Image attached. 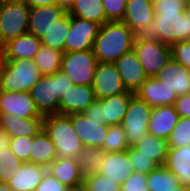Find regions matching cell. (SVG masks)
Listing matches in <instances>:
<instances>
[{
	"mask_svg": "<svg viewBox=\"0 0 190 191\" xmlns=\"http://www.w3.org/2000/svg\"><path fill=\"white\" fill-rule=\"evenodd\" d=\"M186 40H190V21L184 12L155 15L148 25L134 31V41H160L171 46Z\"/></svg>",
	"mask_w": 190,
	"mask_h": 191,
	"instance_id": "1",
	"label": "cell"
},
{
	"mask_svg": "<svg viewBox=\"0 0 190 191\" xmlns=\"http://www.w3.org/2000/svg\"><path fill=\"white\" fill-rule=\"evenodd\" d=\"M134 47V32L122 21L106 22L93 45L98 62L114 63Z\"/></svg>",
	"mask_w": 190,
	"mask_h": 191,
	"instance_id": "2",
	"label": "cell"
},
{
	"mask_svg": "<svg viewBox=\"0 0 190 191\" xmlns=\"http://www.w3.org/2000/svg\"><path fill=\"white\" fill-rule=\"evenodd\" d=\"M73 85L62 70L53 75H43L29 91L39 114L43 117L59 114L60 97Z\"/></svg>",
	"mask_w": 190,
	"mask_h": 191,
	"instance_id": "3",
	"label": "cell"
},
{
	"mask_svg": "<svg viewBox=\"0 0 190 191\" xmlns=\"http://www.w3.org/2000/svg\"><path fill=\"white\" fill-rule=\"evenodd\" d=\"M43 129L52 140L58 158H77L84 148L69 115L54 114L44 117Z\"/></svg>",
	"mask_w": 190,
	"mask_h": 191,
	"instance_id": "4",
	"label": "cell"
},
{
	"mask_svg": "<svg viewBox=\"0 0 190 191\" xmlns=\"http://www.w3.org/2000/svg\"><path fill=\"white\" fill-rule=\"evenodd\" d=\"M42 76V72L33 59L2 60L0 90L27 92L34 87Z\"/></svg>",
	"mask_w": 190,
	"mask_h": 191,
	"instance_id": "5",
	"label": "cell"
},
{
	"mask_svg": "<svg viewBox=\"0 0 190 191\" xmlns=\"http://www.w3.org/2000/svg\"><path fill=\"white\" fill-rule=\"evenodd\" d=\"M30 7L26 3L0 1V48L28 33Z\"/></svg>",
	"mask_w": 190,
	"mask_h": 191,
	"instance_id": "6",
	"label": "cell"
},
{
	"mask_svg": "<svg viewBox=\"0 0 190 191\" xmlns=\"http://www.w3.org/2000/svg\"><path fill=\"white\" fill-rule=\"evenodd\" d=\"M97 64L93 49L64 52L61 70L74 85H92Z\"/></svg>",
	"mask_w": 190,
	"mask_h": 191,
	"instance_id": "7",
	"label": "cell"
},
{
	"mask_svg": "<svg viewBox=\"0 0 190 191\" xmlns=\"http://www.w3.org/2000/svg\"><path fill=\"white\" fill-rule=\"evenodd\" d=\"M152 109L153 107L136 95L131 98L121 123L130 147L148 133V123Z\"/></svg>",
	"mask_w": 190,
	"mask_h": 191,
	"instance_id": "8",
	"label": "cell"
},
{
	"mask_svg": "<svg viewBox=\"0 0 190 191\" xmlns=\"http://www.w3.org/2000/svg\"><path fill=\"white\" fill-rule=\"evenodd\" d=\"M133 50L147 78L156 77L171 58V46L160 41H134Z\"/></svg>",
	"mask_w": 190,
	"mask_h": 191,
	"instance_id": "9",
	"label": "cell"
},
{
	"mask_svg": "<svg viewBox=\"0 0 190 191\" xmlns=\"http://www.w3.org/2000/svg\"><path fill=\"white\" fill-rule=\"evenodd\" d=\"M101 25L87 19L70 16V28L65 41L64 52L93 49Z\"/></svg>",
	"mask_w": 190,
	"mask_h": 191,
	"instance_id": "10",
	"label": "cell"
},
{
	"mask_svg": "<svg viewBox=\"0 0 190 191\" xmlns=\"http://www.w3.org/2000/svg\"><path fill=\"white\" fill-rule=\"evenodd\" d=\"M91 86L96 99H103L123 93H132L127 91L123 85L116 65L109 62H98Z\"/></svg>",
	"mask_w": 190,
	"mask_h": 191,
	"instance_id": "11",
	"label": "cell"
},
{
	"mask_svg": "<svg viewBox=\"0 0 190 191\" xmlns=\"http://www.w3.org/2000/svg\"><path fill=\"white\" fill-rule=\"evenodd\" d=\"M73 128L84 146L102 148L109 126L88 119L84 113L69 114Z\"/></svg>",
	"mask_w": 190,
	"mask_h": 191,
	"instance_id": "12",
	"label": "cell"
},
{
	"mask_svg": "<svg viewBox=\"0 0 190 191\" xmlns=\"http://www.w3.org/2000/svg\"><path fill=\"white\" fill-rule=\"evenodd\" d=\"M1 113H9L21 118H44L35 106L30 92H7L0 90Z\"/></svg>",
	"mask_w": 190,
	"mask_h": 191,
	"instance_id": "13",
	"label": "cell"
},
{
	"mask_svg": "<svg viewBox=\"0 0 190 191\" xmlns=\"http://www.w3.org/2000/svg\"><path fill=\"white\" fill-rule=\"evenodd\" d=\"M66 13L59 4L30 8L28 33L41 39Z\"/></svg>",
	"mask_w": 190,
	"mask_h": 191,
	"instance_id": "14",
	"label": "cell"
},
{
	"mask_svg": "<svg viewBox=\"0 0 190 191\" xmlns=\"http://www.w3.org/2000/svg\"><path fill=\"white\" fill-rule=\"evenodd\" d=\"M114 64L122 78L123 85L129 92L135 93L147 79L133 49L123 54Z\"/></svg>",
	"mask_w": 190,
	"mask_h": 191,
	"instance_id": "15",
	"label": "cell"
},
{
	"mask_svg": "<svg viewBox=\"0 0 190 191\" xmlns=\"http://www.w3.org/2000/svg\"><path fill=\"white\" fill-rule=\"evenodd\" d=\"M96 100L91 85H73L60 97L59 114L82 113Z\"/></svg>",
	"mask_w": 190,
	"mask_h": 191,
	"instance_id": "16",
	"label": "cell"
},
{
	"mask_svg": "<svg viewBox=\"0 0 190 191\" xmlns=\"http://www.w3.org/2000/svg\"><path fill=\"white\" fill-rule=\"evenodd\" d=\"M41 46V39L25 33L5 43L0 48V53L2 60L34 59Z\"/></svg>",
	"mask_w": 190,
	"mask_h": 191,
	"instance_id": "17",
	"label": "cell"
},
{
	"mask_svg": "<svg viewBox=\"0 0 190 191\" xmlns=\"http://www.w3.org/2000/svg\"><path fill=\"white\" fill-rule=\"evenodd\" d=\"M134 172L127 150L123 152H106L99 174L115 181L120 186Z\"/></svg>",
	"mask_w": 190,
	"mask_h": 191,
	"instance_id": "18",
	"label": "cell"
},
{
	"mask_svg": "<svg viewBox=\"0 0 190 191\" xmlns=\"http://www.w3.org/2000/svg\"><path fill=\"white\" fill-rule=\"evenodd\" d=\"M135 95L151 107L174 105L178 97L176 91H172L155 77L147 78Z\"/></svg>",
	"mask_w": 190,
	"mask_h": 191,
	"instance_id": "19",
	"label": "cell"
},
{
	"mask_svg": "<svg viewBox=\"0 0 190 191\" xmlns=\"http://www.w3.org/2000/svg\"><path fill=\"white\" fill-rule=\"evenodd\" d=\"M155 78L162 81L172 91H176L177 96L190 93V70L172 57Z\"/></svg>",
	"mask_w": 190,
	"mask_h": 191,
	"instance_id": "20",
	"label": "cell"
},
{
	"mask_svg": "<svg viewBox=\"0 0 190 191\" xmlns=\"http://www.w3.org/2000/svg\"><path fill=\"white\" fill-rule=\"evenodd\" d=\"M178 120L179 114L174 105L153 107L148 123V133L167 140Z\"/></svg>",
	"mask_w": 190,
	"mask_h": 191,
	"instance_id": "21",
	"label": "cell"
},
{
	"mask_svg": "<svg viewBox=\"0 0 190 191\" xmlns=\"http://www.w3.org/2000/svg\"><path fill=\"white\" fill-rule=\"evenodd\" d=\"M44 118H21L9 113H1L0 128L6 131L10 138L20 136H36L43 129Z\"/></svg>",
	"mask_w": 190,
	"mask_h": 191,
	"instance_id": "22",
	"label": "cell"
},
{
	"mask_svg": "<svg viewBox=\"0 0 190 191\" xmlns=\"http://www.w3.org/2000/svg\"><path fill=\"white\" fill-rule=\"evenodd\" d=\"M46 171L43 165L24 162L7 184L13 191H35Z\"/></svg>",
	"mask_w": 190,
	"mask_h": 191,
	"instance_id": "23",
	"label": "cell"
},
{
	"mask_svg": "<svg viewBox=\"0 0 190 191\" xmlns=\"http://www.w3.org/2000/svg\"><path fill=\"white\" fill-rule=\"evenodd\" d=\"M155 17L154 3L151 0H127L122 22L134 32L148 25Z\"/></svg>",
	"mask_w": 190,
	"mask_h": 191,
	"instance_id": "24",
	"label": "cell"
},
{
	"mask_svg": "<svg viewBox=\"0 0 190 191\" xmlns=\"http://www.w3.org/2000/svg\"><path fill=\"white\" fill-rule=\"evenodd\" d=\"M47 172L59 180L64 186L70 187L84 182L77 158H56L48 167Z\"/></svg>",
	"mask_w": 190,
	"mask_h": 191,
	"instance_id": "25",
	"label": "cell"
},
{
	"mask_svg": "<svg viewBox=\"0 0 190 191\" xmlns=\"http://www.w3.org/2000/svg\"><path fill=\"white\" fill-rule=\"evenodd\" d=\"M175 174L179 185H190V143L182 148H169L164 165Z\"/></svg>",
	"mask_w": 190,
	"mask_h": 191,
	"instance_id": "26",
	"label": "cell"
},
{
	"mask_svg": "<svg viewBox=\"0 0 190 191\" xmlns=\"http://www.w3.org/2000/svg\"><path fill=\"white\" fill-rule=\"evenodd\" d=\"M134 95L135 93H123L99 99L102 104V114L106 120V125H121L128 104Z\"/></svg>",
	"mask_w": 190,
	"mask_h": 191,
	"instance_id": "27",
	"label": "cell"
},
{
	"mask_svg": "<svg viewBox=\"0 0 190 191\" xmlns=\"http://www.w3.org/2000/svg\"><path fill=\"white\" fill-rule=\"evenodd\" d=\"M56 158L55 146L49 135L42 129L36 136H33L30 163L48 167Z\"/></svg>",
	"mask_w": 190,
	"mask_h": 191,
	"instance_id": "28",
	"label": "cell"
},
{
	"mask_svg": "<svg viewBox=\"0 0 190 191\" xmlns=\"http://www.w3.org/2000/svg\"><path fill=\"white\" fill-rule=\"evenodd\" d=\"M133 147L141 155L151 158L158 166L165 165L169 150L166 139L147 133Z\"/></svg>",
	"mask_w": 190,
	"mask_h": 191,
	"instance_id": "29",
	"label": "cell"
},
{
	"mask_svg": "<svg viewBox=\"0 0 190 191\" xmlns=\"http://www.w3.org/2000/svg\"><path fill=\"white\" fill-rule=\"evenodd\" d=\"M67 13L70 16L87 19L101 26L107 22L102 0H74Z\"/></svg>",
	"mask_w": 190,
	"mask_h": 191,
	"instance_id": "30",
	"label": "cell"
},
{
	"mask_svg": "<svg viewBox=\"0 0 190 191\" xmlns=\"http://www.w3.org/2000/svg\"><path fill=\"white\" fill-rule=\"evenodd\" d=\"M63 54L64 52L42 45L33 60L43 75H53L61 70Z\"/></svg>",
	"mask_w": 190,
	"mask_h": 191,
	"instance_id": "31",
	"label": "cell"
},
{
	"mask_svg": "<svg viewBox=\"0 0 190 191\" xmlns=\"http://www.w3.org/2000/svg\"><path fill=\"white\" fill-rule=\"evenodd\" d=\"M70 28V15L66 13L55 25L41 38L42 45L64 52L65 41Z\"/></svg>",
	"mask_w": 190,
	"mask_h": 191,
	"instance_id": "32",
	"label": "cell"
},
{
	"mask_svg": "<svg viewBox=\"0 0 190 191\" xmlns=\"http://www.w3.org/2000/svg\"><path fill=\"white\" fill-rule=\"evenodd\" d=\"M179 185L175 174L171 173L164 165L157 166L147 174L149 191H174Z\"/></svg>",
	"mask_w": 190,
	"mask_h": 191,
	"instance_id": "33",
	"label": "cell"
},
{
	"mask_svg": "<svg viewBox=\"0 0 190 191\" xmlns=\"http://www.w3.org/2000/svg\"><path fill=\"white\" fill-rule=\"evenodd\" d=\"M105 154L106 152L101 148L84 146L77 157L82 175L85 177L98 173Z\"/></svg>",
	"mask_w": 190,
	"mask_h": 191,
	"instance_id": "34",
	"label": "cell"
},
{
	"mask_svg": "<svg viewBox=\"0 0 190 191\" xmlns=\"http://www.w3.org/2000/svg\"><path fill=\"white\" fill-rule=\"evenodd\" d=\"M126 134L122 125L109 126L103 147L105 152H123L129 149Z\"/></svg>",
	"mask_w": 190,
	"mask_h": 191,
	"instance_id": "35",
	"label": "cell"
},
{
	"mask_svg": "<svg viewBox=\"0 0 190 191\" xmlns=\"http://www.w3.org/2000/svg\"><path fill=\"white\" fill-rule=\"evenodd\" d=\"M169 148H182L190 143V118L179 117L168 139Z\"/></svg>",
	"mask_w": 190,
	"mask_h": 191,
	"instance_id": "36",
	"label": "cell"
},
{
	"mask_svg": "<svg viewBox=\"0 0 190 191\" xmlns=\"http://www.w3.org/2000/svg\"><path fill=\"white\" fill-rule=\"evenodd\" d=\"M22 164L23 162L10 149L0 152V183H7Z\"/></svg>",
	"mask_w": 190,
	"mask_h": 191,
	"instance_id": "37",
	"label": "cell"
},
{
	"mask_svg": "<svg viewBox=\"0 0 190 191\" xmlns=\"http://www.w3.org/2000/svg\"><path fill=\"white\" fill-rule=\"evenodd\" d=\"M84 183L88 191H121V187L115 181L107 179L99 173L84 177Z\"/></svg>",
	"mask_w": 190,
	"mask_h": 191,
	"instance_id": "38",
	"label": "cell"
},
{
	"mask_svg": "<svg viewBox=\"0 0 190 191\" xmlns=\"http://www.w3.org/2000/svg\"><path fill=\"white\" fill-rule=\"evenodd\" d=\"M127 153L132 163L134 172L149 174L153 169L158 166L153 160H151V158L141 155V153L133 146L127 149Z\"/></svg>",
	"mask_w": 190,
	"mask_h": 191,
	"instance_id": "39",
	"label": "cell"
},
{
	"mask_svg": "<svg viewBox=\"0 0 190 191\" xmlns=\"http://www.w3.org/2000/svg\"><path fill=\"white\" fill-rule=\"evenodd\" d=\"M33 142V137L20 136L10 139V150L23 163L30 162V150Z\"/></svg>",
	"mask_w": 190,
	"mask_h": 191,
	"instance_id": "40",
	"label": "cell"
},
{
	"mask_svg": "<svg viewBox=\"0 0 190 191\" xmlns=\"http://www.w3.org/2000/svg\"><path fill=\"white\" fill-rule=\"evenodd\" d=\"M127 0H102L107 22L122 21Z\"/></svg>",
	"mask_w": 190,
	"mask_h": 191,
	"instance_id": "41",
	"label": "cell"
},
{
	"mask_svg": "<svg viewBox=\"0 0 190 191\" xmlns=\"http://www.w3.org/2000/svg\"><path fill=\"white\" fill-rule=\"evenodd\" d=\"M171 57L190 70V40L173 43L171 45Z\"/></svg>",
	"mask_w": 190,
	"mask_h": 191,
	"instance_id": "42",
	"label": "cell"
},
{
	"mask_svg": "<svg viewBox=\"0 0 190 191\" xmlns=\"http://www.w3.org/2000/svg\"><path fill=\"white\" fill-rule=\"evenodd\" d=\"M120 187L121 191H149L147 174L133 172Z\"/></svg>",
	"mask_w": 190,
	"mask_h": 191,
	"instance_id": "43",
	"label": "cell"
},
{
	"mask_svg": "<svg viewBox=\"0 0 190 191\" xmlns=\"http://www.w3.org/2000/svg\"><path fill=\"white\" fill-rule=\"evenodd\" d=\"M155 15L170 12H184L187 0H155L154 2Z\"/></svg>",
	"mask_w": 190,
	"mask_h": 191,
	"instance_id": "44",
	"label": "cell"
},
{
	"mask_svg": "<svg viewBox=\"0 0 190 191\" xmlns=\"http://www.w3.org/2000/svg\"><path fill=\"white\" fill-rule=\"evenodd\" d=\"M66 188L59 180L46 171L35 191H65Z\"/></svg>",
	"mask_w": 190,
	"mask_h": 191,
	"instance_id": "45",
	"label": "cell"
},
{
	"mask_svg": "<svg viewBox=\"0 0 190 191\" xmlns=\"http://www.w3.org/2000/svg\"><path fill=\"white\" fill-rule=\"evenodd\" d=\"M82 113H84V115H86L88 119L95 120L97 123L100 124H106V120L105 118H103L102 114V104L99 99H96Z\"/></svg>",
	"mask_w": 190,
	"mask_h": 191,
	"instance_id": "46",
	"label": "cell"
},
{
	"mask_svg": "<svg viewBox=\"0 0 190 191\" xmlns=\"http://www.w3.org/2000/svg\"><path fill=\"white\" fill-rule=\"evenodd\" d=\"M174 107L179 117L190 118V93L178 96L174 102Z\"/></svg>",
	"mask_w": 190,
	"mask_h": 191,
	"instance_id": "47",
	"label": "cell"
},
{
	"mask_svg": "<svg viewBox=\"0 0 190 191\" xmlns=\"http://www.w3.org/2000/svg\"><path fill=\"white\" fill-rule=\"evenodd\" d=\"M10 135L0 128V152L10 149Z\"/></svg>",
	"mask_w": 190,
	"mask_h": 191,
	"instance_id": "48",
	"label": "cell"
},
{
	"mask_svg": "<svg viewBox=\"0 0 190 191\" xmlns=\"http://www.w3.org/2000/svg\"><path fill=\"white\" fill-rule=\"evenodd\" d=\"M26 4L30 8H35V7H39V6L58 4V0H27Z\"/></svg>",
	"mask_w": 190,
	"mask_h": 191,
	"instance_id": "49",
	"label": "cell"
},
{
	"mask_svg": "<svg viewBox=\"0 0 190 191\" xmlns=\"http://www.w3.org/2000/svg\"><path fill=\"white\" fill-rule=\"evenodd\" d=\"M65 191H88V189L85 183L82 182L78 185L67 187Z\"/></svg>",
	"mask_w": 190,
	"mask_h": 191,
	"instance_id": "50",
	"label": "cell"
},
{
	"mask_svg": "<svg viewBox=\"0 0 190 191\" xmlns=\"http://www.w3.org/2000/svg\"><path fill=\"white\" fill-rule=\"evenodd\" d=\"M74 0H58V4L66 11L70 9Z\"/></svg>",
	"mask_w": 190,
	"mask_h": 191,
	"instance_id": "51",
	"label": "cell"
},
{
	"mask_svg": "<svg viewBox=\"0 0 190 191\" xmlns=\"http://www.w3.org/2000/svg\"><path fill=\"white\" fill-rule=\"evenodd\" d=\"M174 191H190V188L186 185H178Z\"/></svg>",
	"mask_w": 190,
	"mask_h": 191,
	"instance_id": "52",
	"label": "cell"
},
{
	"mask_svg": "<svg viewBox=\"0 0 190 191\" xmlns=\"http://www.w3.org/2000/svg\"><path fill=\"white\" fill-rule=\"evenodd\" d=\"M0 191H13L7 183H0Z\"/></svg>",
	"mask_w": 190,
	"mask_h": 191,
	"instance_id": "53",
	"label": "cell"
},
{
	"mask_svg": "<svg viewBox=\"0 0 190 191\" xmlns=\"http://www.w3.org/2000/svg\"><path fill=\"white\" fill-rule=\"evenodd\" d=\"M184 15L189 18L190 21V3H186Z\"/></svg>",
	"mask_w": 190,
	"mask_h": 191,
	"instance_id": "54",
	"label": "cell"
},
{
	"mask_svg": "<svg viewBox=\"0 0 190 191\" xmlns=\"http://www.w3.org/2000/svg\"><path fill=\"white\" fill-rule=\"evenodd\" d=\"M10 2H19V3H27V0H6Z\"/></svg>",
	"mask_w": 190,
	"mask_h": 191,
	"instance_id": "55",
	"label": "cell"
},
{
	"mask_svg": "<svg viewBox=\"0 0 190 191\" xmlns=\"http://www.w3.org/2000/svg\"><path fill=\"white\" fill-rule=\"evenodd\" d=\"M1 63H2V57H1V53H0V67H1Z\"/></svg>",
	"mask_w": 190,
	"mask_h": 191,
	"instance_id": "56",
	"label": "cell"
}]
</instances>
